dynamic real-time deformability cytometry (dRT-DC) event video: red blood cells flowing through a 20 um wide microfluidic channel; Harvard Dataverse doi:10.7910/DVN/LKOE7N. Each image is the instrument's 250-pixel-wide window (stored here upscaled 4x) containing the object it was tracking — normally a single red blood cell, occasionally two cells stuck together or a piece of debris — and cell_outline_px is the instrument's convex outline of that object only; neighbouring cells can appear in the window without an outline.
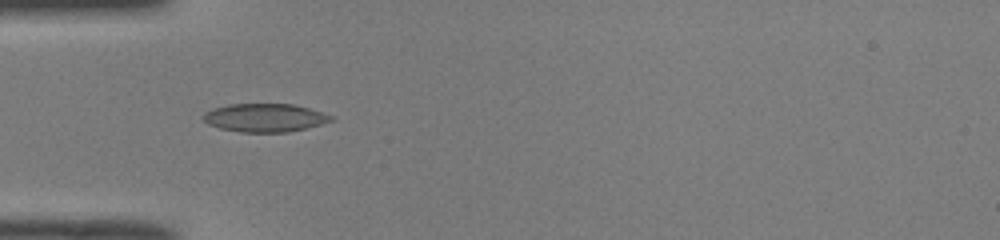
{"species": "common noctule bat (a hibernating species)", "species_latin": "Nyctalus noctula", "temperature_condition": "room temperature", "stored_images_in_passage": 46, "camera_frame_rate_fps": 3000, "um_per_image_px": 0.085, "animal": {"sex": "male", "body_mass_g": 19.0, "forearm_length_mm": 50.8}, "frame": {"image": 1, "passage_image": 12, "time_ms": 3.667, "image_size_px": [1000, 240], "cell_outline_px": [[336, 120], [288, 132], [240, 132], [220, 128], [208, 124], [204, 120], [204, 112], [228, 104], [292, 104], [308, 108], [332, 116]], "centroid_in_image_um": [22.51, 10.01], "position_along_channel_um": 62.5, "area_um2": 20.81}}
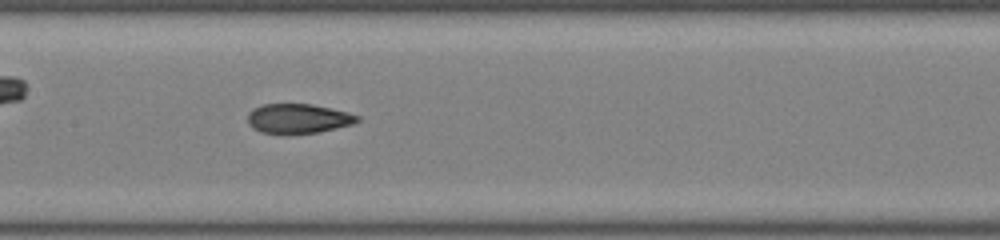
{"frame": {"image": 2, "passage_image": 21, "time_ms": 6.667, "image_size_px": [1000, 240], "cell_outline_px": [[360, 120], [352, 124], [320, 132], [260, 132], [252, 128], [248, 124], [248, 112], [252, 108], [260, 104], [312, 104], [348, 112], [360, 116]], "centroid_in_image_um": [25.33, 10.05], "position_along_channel_um": 182.1, "area_um2": 18.67}}
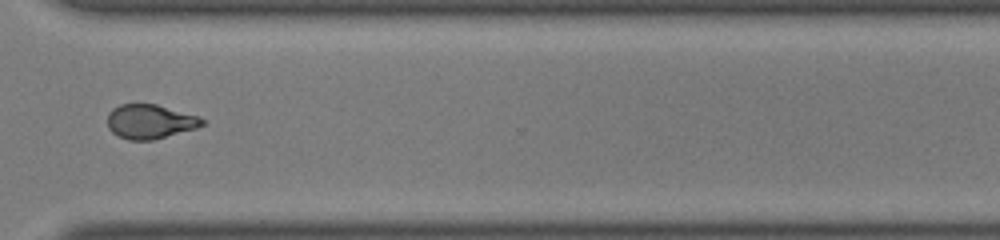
{"frame": {"image": 3, "passage_image": 34, "time_ms": 11.0, "image_size_px": [1000, 240], "cell_outline_px": [[204, 124], [196, 128], [152, 140], [128, 140], [116, 136], [108, 128], [108, 112], [112, 108], [120, 104], [156, 104], [200, 116], [204, 120]], "centroid_in_image_um": [12.73, 10.33], "position_along_channel_um": 357.9, "area_um2": 19.02}, "authors_computed_cell_mechanics": {"area_um2": 19.363, "velocity_mm_per_s": 4.0476, "shape_relaxation_time_tau1_ms": null, "shape_relaxation_time_tau2_ms": 2.0963, "deformation_change_tau1": null, "deformation_change_tau2": 0.08}}